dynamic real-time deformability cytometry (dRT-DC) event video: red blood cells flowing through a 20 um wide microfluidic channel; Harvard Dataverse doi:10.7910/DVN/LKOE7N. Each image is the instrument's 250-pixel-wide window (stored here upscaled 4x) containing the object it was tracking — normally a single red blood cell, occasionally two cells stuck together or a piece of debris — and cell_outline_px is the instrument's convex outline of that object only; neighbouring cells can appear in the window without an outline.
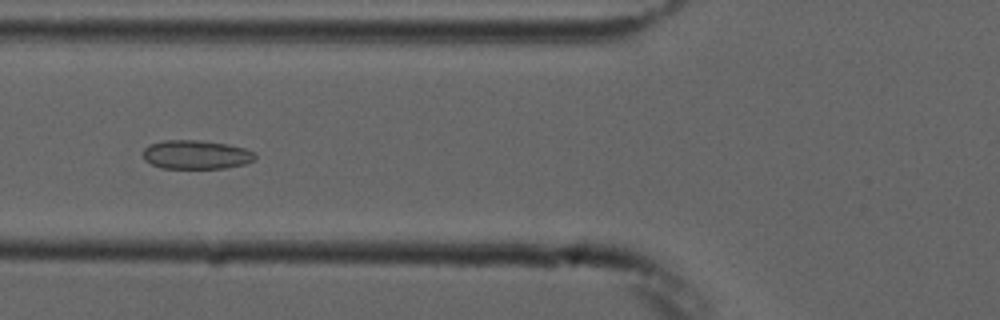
{"species": "common noctule bat (a hibernating species)", "species_latin": "Nyctalus noctula", "temperature_condition": "cold", "stored_images_in_passage": 6, "camera_frame_rate_fps": 3000, "um_per_image_px": 0.085, "animal": {"sex": "male", "forearm_length_mm": 52.5}, "frame": {"image": 1, "passage_image": 6, "time_ms": 6.0, "image_size_px": [1000, 320], "cell_outline_px": [[256, 156], [252, 160], [244, 164], [224, 168], [160, 168], [144, 160], [144, 148], [148, 144], [164, 140], [196, 140], [228, 144], [244, 148], [252, 152]], "centroid_in_image_um": [16.62, 13.14], "position_along_channel_um": 109.2, "area_um2": 18.73}}